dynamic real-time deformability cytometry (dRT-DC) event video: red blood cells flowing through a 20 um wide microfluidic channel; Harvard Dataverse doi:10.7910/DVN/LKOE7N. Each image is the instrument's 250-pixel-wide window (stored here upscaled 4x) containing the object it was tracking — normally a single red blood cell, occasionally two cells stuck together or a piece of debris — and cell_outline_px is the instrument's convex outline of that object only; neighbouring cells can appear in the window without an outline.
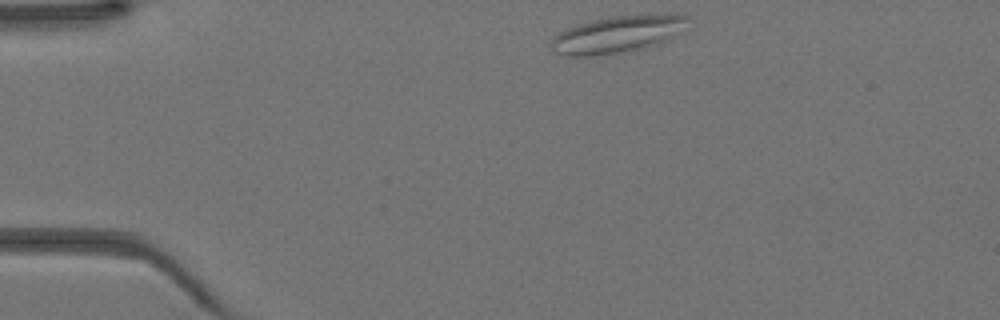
{"species": "Egyptian fruit bat (a non-hibernating species)", "species_latin": "Rousettus aegyptiacus", "temperature_condition": "warm", "stored_images_in_passage": 36, "camera_frame_rate_fps": 3000, "um_per_image_px": 0.085, "animal": {"sex": "female"}, "frame": {"image": 1, "passage_image": 1, "time_ms": 0.0, "image_size_px": [1000, 320], "cell_outline_px": [[688, 16], [664, 40], [656, 44], [644, 48], [592, 56], [564, 56], [552, 52], [552, 36], [568, 28], [592, 20], [612, 16], [672, 12], [676, 12]], "centroid_in_image_um": [52.35, 2.9], "position_along_channel_um": 32.6, "area_um2": 28.73}}
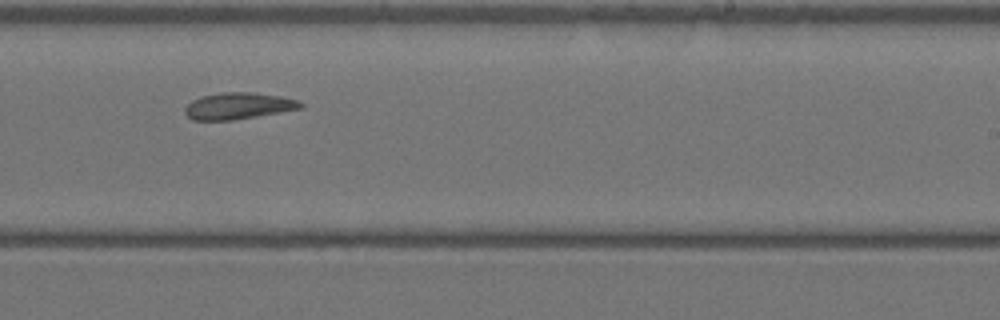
{"frame": {"image": 2, "passage_image": 20, "time_ms": 6.333, "image_size_px": [1000, 320], "cell_outline_px": [[304, 108], [232, 120], [192, 120], [184, 112], [184, 108], [192, 100], [204, 96], [220, 92], [252, 92], [280, 96], [296, 100], [304, 104]], "centroid_in_image_um": [20.25, 9.0], "position_along_channel_um": 268.7, "area_um2": 17.8}}
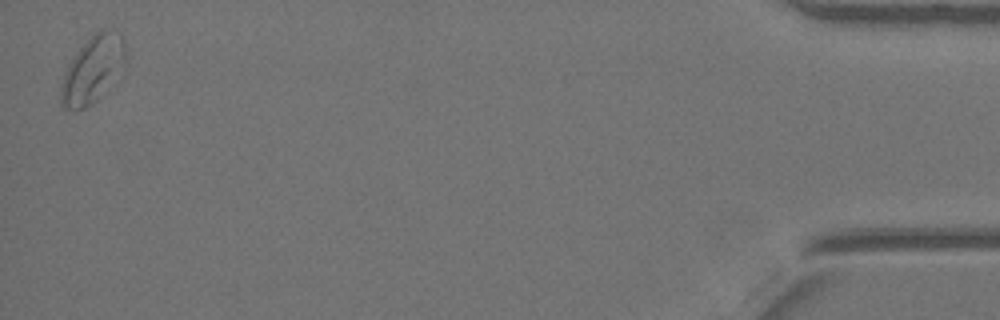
{"frame": {"image": 3, "passage_image": 36, "time_ms": 11.667, "image_size_px": [1000, 320], "cell_outline_px": [[128, 56], [96, 96], [84, 108], [76, 112], [64, 108], [60, 104], [60, 88], [68, 64], [76, 52], [96, 32], [120, 32], [124, 40]], "centroid_in_image_um": [7.8, 5.89], "position_along_channel_um": 427.4, "area_um2": 23.58}}